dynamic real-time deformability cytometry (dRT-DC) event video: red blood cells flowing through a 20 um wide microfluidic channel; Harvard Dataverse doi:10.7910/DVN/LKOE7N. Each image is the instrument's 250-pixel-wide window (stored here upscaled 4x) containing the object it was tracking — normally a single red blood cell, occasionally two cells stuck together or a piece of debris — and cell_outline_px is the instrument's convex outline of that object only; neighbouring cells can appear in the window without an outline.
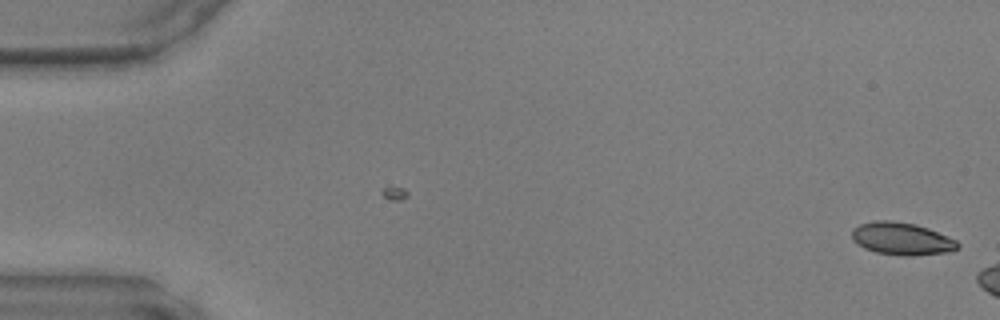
{"species": "common noctule bat (a hibernating species)", "species_latin": "Nyctalus noctula", "temperature_condition": "warm", "stored_images_in_passage": 6, "camera_frame_rate_fps": 3000, "um_per_image_px": 0.085, "animal": {"sex": "male", "body_mass_g": 17.9, "forearm_length_mm": 54.2}, "frame": {"image": 1, "passage_image": 1, "time_ms": 0.0, "image_size_px": [1000, 320], "cell_outline_px": [[960, 248], [952, 252], [912, 256], [900, 256], [876, 252], [864, 248], [856, 244], [852, 240], [852, 228], [860, 224], [872, 220], [892, 220], [916, 224], [928, 228], [956, 240], [960, 244]], "centroid_in_image_um": [76.65, 20.3], "position_along_channel_um": 8.4, "area_um2": 20.46}}